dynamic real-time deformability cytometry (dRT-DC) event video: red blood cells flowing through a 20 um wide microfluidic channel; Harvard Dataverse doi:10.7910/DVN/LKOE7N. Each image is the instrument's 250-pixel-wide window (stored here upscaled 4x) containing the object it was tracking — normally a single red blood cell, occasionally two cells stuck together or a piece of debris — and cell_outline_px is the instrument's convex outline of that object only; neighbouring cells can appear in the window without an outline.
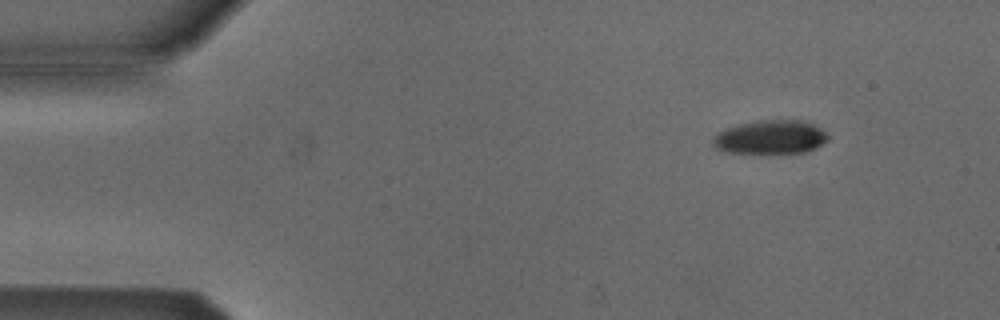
{"species": "Egyptian fruit bat (a non-hibernating species)", "species_latin": "Rousettus aegyptiacus", "temperature_condition": "cold", "stored_images_in_passage": 5, "camera_frame_rate_fps": 3000, "um_per_image_px": 0.085, "animal": {"sex": "male"}, "frame": {"image": 1, "passage_image": 1, "time_ms": 0.0, "image_size_px": [1000, 320], "cell_outline_px": [[828, 140], [816, 148], [808, 152], [776, 156], [764, 156], [724, 152], [716, 148], [712, 144], [712, 140], [720, 132], [736, 124], [756, 120], [808, 120], [820, 128], [828, 136]], "centroid_in_image_um": [65.5, 11.72], "position_along_channel_um": 19.5, "area_um2": 23.93}}
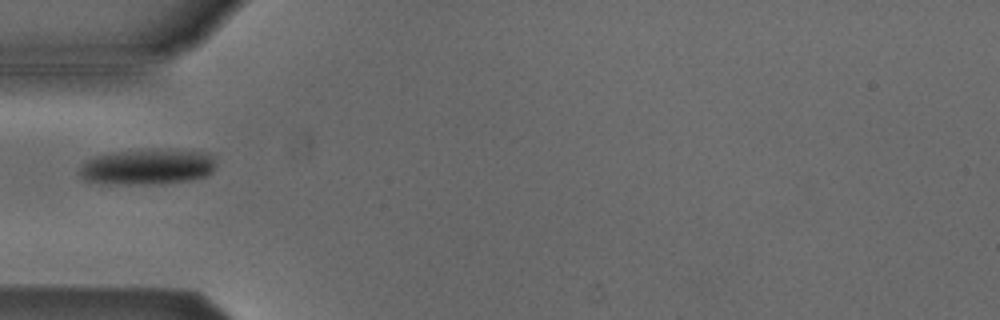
{"frame": {"image": 2, "passage_image": 4, "time_ms": 3.667, "image_size_px": [1000, 320], "cell_outline_px": [[216, 164], [212, 172], [208, 176], [192, 180], [160, 184], [100, 184], [84, 180], [80, 176], [80, 168], [84, 160], [96, 156], [112, 152], [208, 152], [216, 160]], "centroid_in_image_um": [12.5, 14.24], "position_along_channel_um": 72.5, "area_um2": 27.8}}